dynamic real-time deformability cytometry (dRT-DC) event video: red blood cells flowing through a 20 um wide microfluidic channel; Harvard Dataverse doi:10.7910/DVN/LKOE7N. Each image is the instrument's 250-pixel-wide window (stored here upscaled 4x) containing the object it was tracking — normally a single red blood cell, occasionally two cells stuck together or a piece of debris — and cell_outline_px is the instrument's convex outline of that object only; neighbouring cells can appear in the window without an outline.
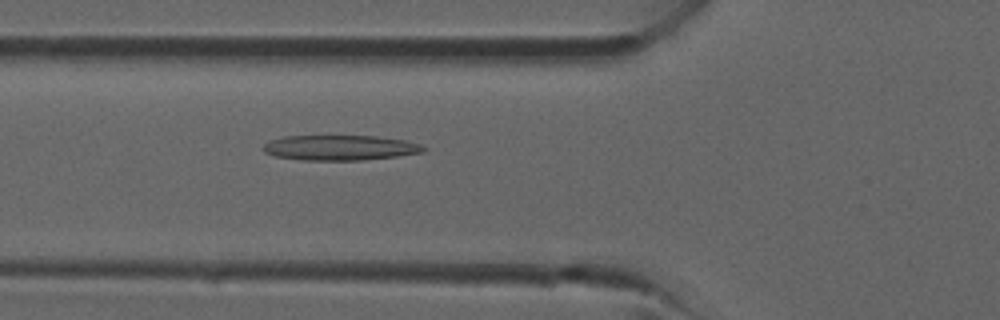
{"species": "common noctule bat (a hibernating species)", "species_latin": "Nyctalus noctula", "temperature_condition": "room temperature", "stored_images_in_passage": 28, "camera_frame_rate_fps": 3000, "um_per_image_px": 0.085, "animal": {"sex": "male", "forearm_length_mm": 52.5}, "frame": {"image": 1, "passage_image": 3, "time_ms": 0.667, "image_size_px": [1000, 320], "cell_outline_px": [[428, 148], [424, 152], [396, 156], [360, 160], [304, 160], [276, 156], [264, 152], [264, 144], [272, 140], [284, 136], [376, 136], [404, 140], [420, 144]], "centroid_in_image_um": [28.94, 12.55], "position_along_channel_um": 96.9, "area_um2": 23.29}}
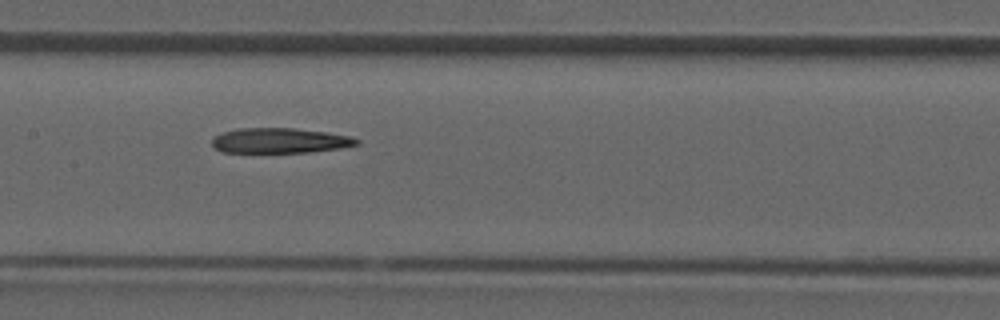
{"frame": {"image": 2, "passage_image": 8, "time_ms": 2.333, "image_size_px": [1000, 320], "cell_outline_px": [[360, 144], [340, 148], [308, 152], [220, 152], [212, 144], [212, 136], [236, 128], [292, 128], [328, 132], [352, 136], [360, 140]], "centroid_in_image_um": [23.8, 11.94], "position_along_channel_um": 183.6, "area_um2": 21.27}}
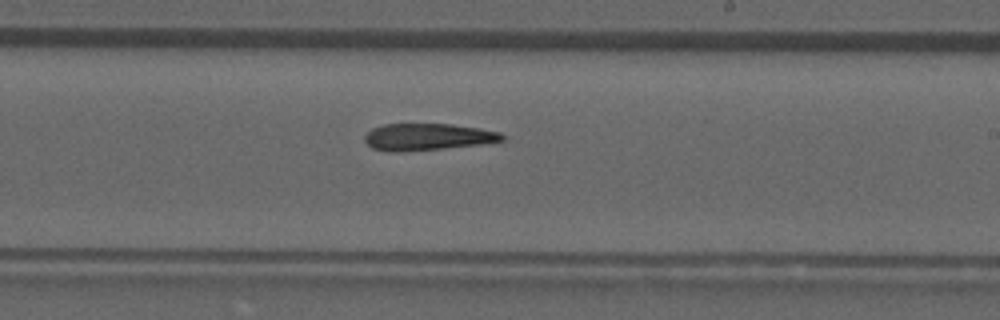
{"frame": {"image": 3, "passage_image": 12, "time_ms": 3.667, "image_size_px": [1000, 320], "cell_outline_px": [[504, 140], [480, 144], [400, 152], [388, 152], [372, 148], [364, 140], [364, 136], [372, 128], [384, 124], [452, 124], [480, 128], [500, 132], [504, 136]], "centroid_in_image_um": [36.31, 11.63], "position_along_channel_um": 252.7, "area_um2": 21.39}}